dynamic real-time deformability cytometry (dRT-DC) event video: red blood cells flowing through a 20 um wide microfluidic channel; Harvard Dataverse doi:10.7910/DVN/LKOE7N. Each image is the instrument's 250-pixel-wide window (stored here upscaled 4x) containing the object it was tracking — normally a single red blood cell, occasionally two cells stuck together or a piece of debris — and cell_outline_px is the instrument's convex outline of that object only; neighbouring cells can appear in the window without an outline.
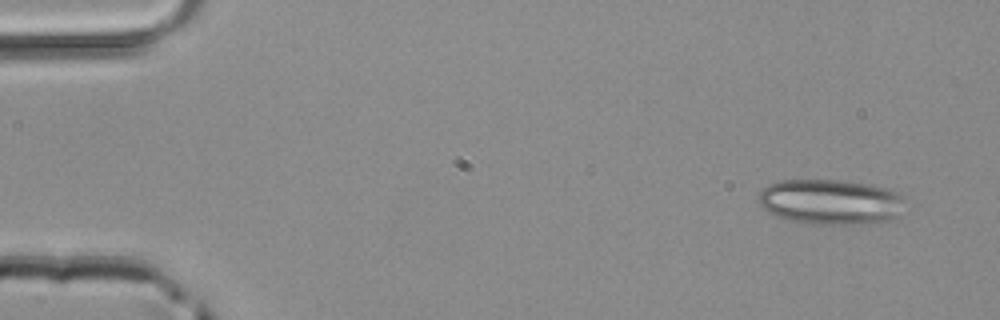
{"species": "common noctule bat (a hibernating species)", "species_latin": "Nyctalus noctula", "temperature_condition": "room temperature", "stored_images_in_passage": 45, "camera_frame_rate_fps": 3000, "um_per_image_px": 0.085, "animal": {"sex": "male", "body_mass_g": 20.4}, "frame": {"image": 1, "passage_image": 1, "time_ms": 0.0, "image_size_px": [1000, 320], "cell_outline_px": [[908, 212], [888, 220], [872, 224], [812, 224], [788, 220], [776, 216], [768, 212], [760, 204], [760, 192], [768, 184], [780, 180], [840, 180], [868, 184], [892, 188], [900, 192], [904, 196]], "centroid_in_image_um": [70.73, 17.16], "position_along_channel_um": 14.3, "area_um2": 39.54}}
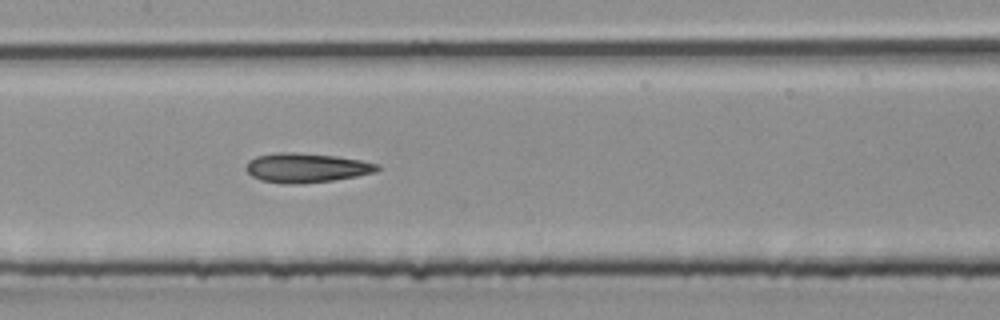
{"frame": {"image": 2, "passage_image": 21, "time_ms": 6.667, "image_size_px": [1000, 320], "cell_outline_px": [[380, 168], [376, 172], [356, 176], [332, 180], [300, 184], [284, 184], [260, 180], [252, 176], [244, 168], [248, 160], [256, 156], [280, 152], [296, 152], [336, 156], [360, 160], [380, 164]], "centroid_in_image_um": [26.01, 14.26], "position_along_channel_um": 181.4, "area_um2": 22.6}}
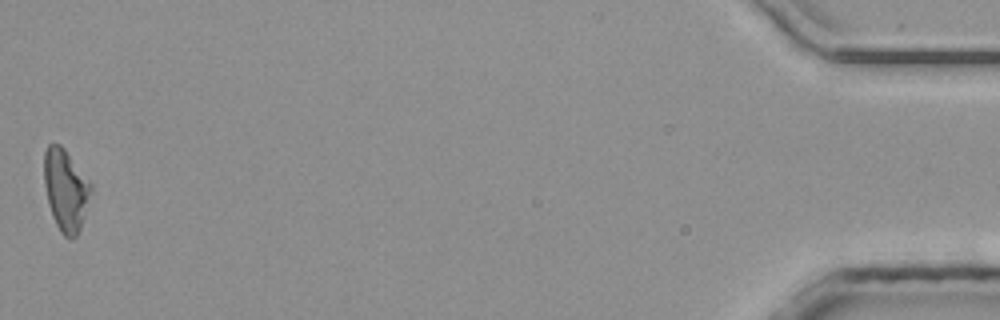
{"frame": {"image": 3, "passage_image": 45, "time_ms": 14.667, "image_size_px": [1000, 320], "cell_outline_px": [[92, 192], [80, 228], [76, 236], [72, 240], [68, 240], [60, 232], [52, 216], [48, 204], [44, 184], [44, 152], [48, 144], [60, 144], [64, 148], [92, 184]], "centroid_in_image_um": [5.58, 16.17], "position_along_channel_um": 429.6, "area_um2": 22.43}}